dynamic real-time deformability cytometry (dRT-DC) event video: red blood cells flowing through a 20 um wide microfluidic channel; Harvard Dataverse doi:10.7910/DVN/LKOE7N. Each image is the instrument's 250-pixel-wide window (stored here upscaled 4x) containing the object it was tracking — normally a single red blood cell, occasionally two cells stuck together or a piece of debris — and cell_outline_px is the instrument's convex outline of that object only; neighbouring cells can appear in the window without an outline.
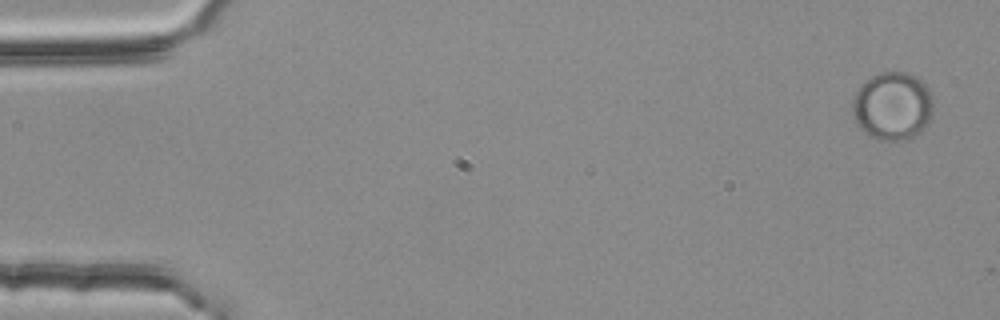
{"species": "common noctule bat (a hibernating species)", "species_latin": "Nyctalus noctula", "temperature_condition": "room temperature", "stored_images_in_passage": 16, "camera_frame_rate_fps": 3000, "um_per_image_px": 0.085, "animal": {"sex": "female", "body_mass_g": 25.1}, "frame": {"image": 1, "passage_image": 1, "time_ms": 0.0, "image_size_px": [1000, 320], "cell_outline_px": [[932, 116], [928, 124], [920, 132], [908, 140], [880, 140], [864, 132], [856, 124], [852, 112], [852, 100], [856, 92], [872, 76], [880, 72], [908, 72], [916, 76], [932, 92]], "centroid_in_image_um": [75.89, 9.03], "position_along_channel_um": 9.1, "area_um2": 32.19}}
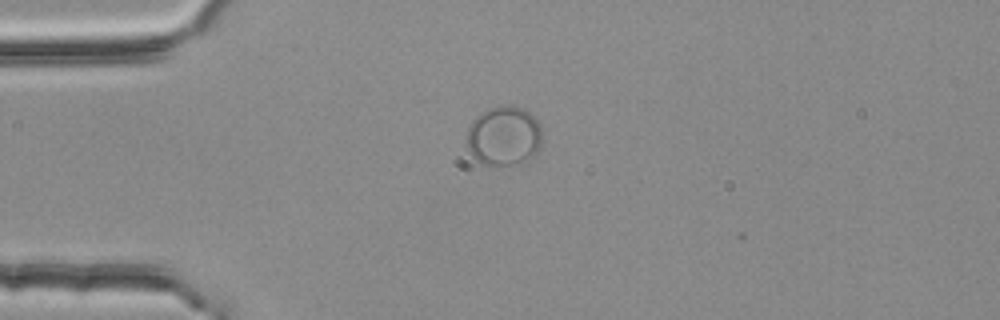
{"frame": {"image": 2, "passage_image": 13, "time_ms": 4.0, "image_size_px": [1000, 320], "cell_outline_px": [[544, 140], [540, 148], [536, 152], [512, 164], [492, 168], [476, 160], [472, 156], [468, 148], [468, 128], [472, 120], [488, 108], [504, 104], [512, 104], [524, 108], [536, 120], [540, 128]], "centroid_in_image_um": [42.82, 11.54], "position_along_channel_um": 42.2, "area_um2": 26.24}}